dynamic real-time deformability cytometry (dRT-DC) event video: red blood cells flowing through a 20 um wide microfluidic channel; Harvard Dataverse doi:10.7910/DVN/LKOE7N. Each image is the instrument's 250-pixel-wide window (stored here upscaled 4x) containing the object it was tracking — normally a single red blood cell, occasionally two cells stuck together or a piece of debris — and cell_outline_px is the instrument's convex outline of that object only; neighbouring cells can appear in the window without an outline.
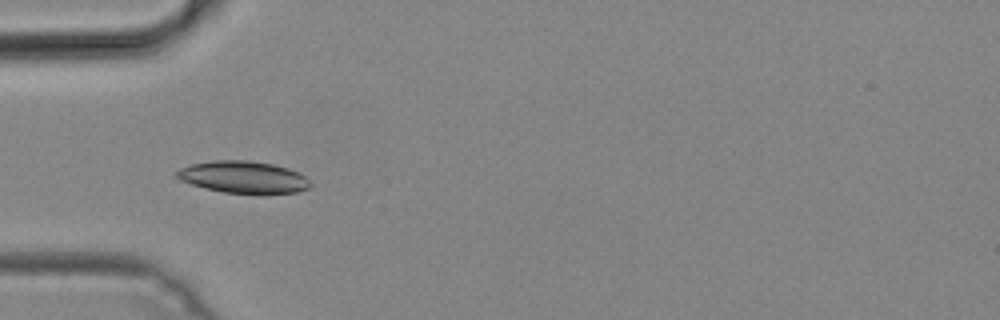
{"species": "common noctule bat (a hibernating species)", "species_latin": "Nyctalus noctula", "temperature_condition": "cold", "stored_images_in_passage": 11, "camera_frame_rate_fps": 3000, "um_per_image_px": 0.085, "animal": {"sex": "male", "body_mass_g": 19.2, "forearm_length_mm": 51.8}, "frame": {"image": 1, "passage_image": 4, "time_ms": 1.0, "image_size_px": [1000, 320], "cell_outline_px": [[312, 184], [308, 188], [296, 192], [264, 196], [224, 192], [192, 184], [180, 180], [172, 176], [180, 168], [192, 164], [212, 160], [248, 160], [272, 164], [288, 168], [304, 176]], "centroid_in_image_um": [20.69, 15.08], "position_along_channel_um": 64.3, "area_um2": 25.37}}
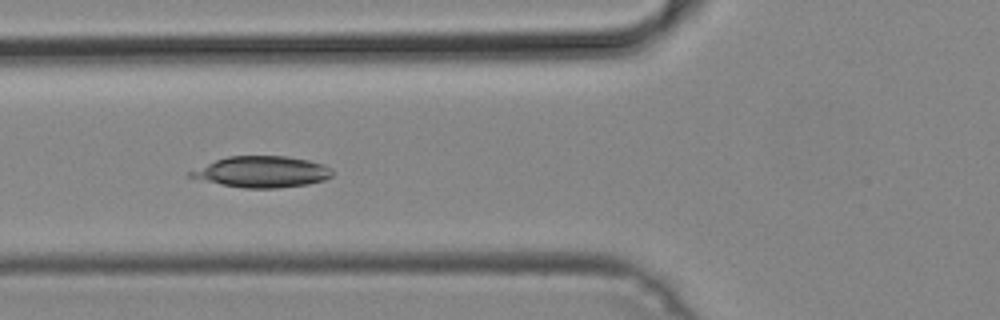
{"frame": {"image": 2, "passage_image": 7, "time_ms": 2.0, "image_size_px": [1000, 320], "cell_outline_px": [[332, 176], [324, 180], [308, 184], [276, 188], [244, 188], [220, 184], [188, 176], [188, 172], [216, 160], [228, 156], [288, 156], [308, 160], [324, 164], [332, 172]], "centroid_in_image_um": [22.28, 14.6], "position_along_channel_um": 103.5, "area_um2": 25.49}}